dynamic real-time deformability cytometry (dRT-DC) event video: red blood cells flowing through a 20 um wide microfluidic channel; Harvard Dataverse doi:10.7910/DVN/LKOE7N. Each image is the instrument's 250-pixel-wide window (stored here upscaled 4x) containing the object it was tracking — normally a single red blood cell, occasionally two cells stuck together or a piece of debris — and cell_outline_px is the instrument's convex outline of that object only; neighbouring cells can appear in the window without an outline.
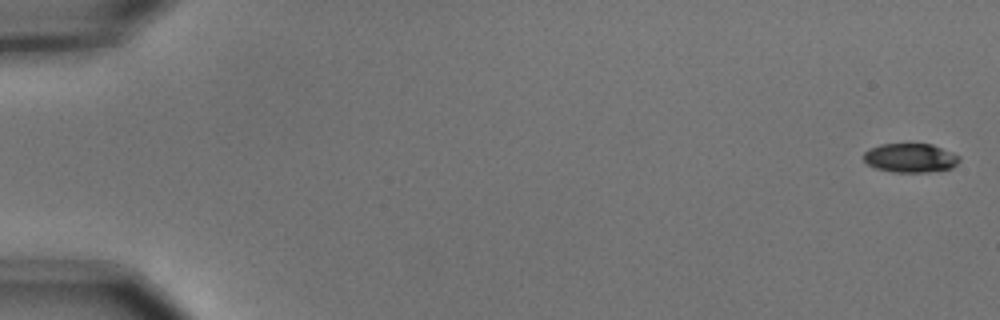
{"species": "common noctule bat (a hibernating species)", "species_latin": "Nyctalus noctula", "temperature_condition": "cold", "stored_images_in_passage": 6, "camera_frame_rate_fps": 3000, "um_per_image_px": 0.085, "animal": {"sex": "male", "body_mass_g": 15.6}, "frame": {"image": 1, "passage_image": 1, "time_ms": 0.0, "image_size_px": [1000, 320], "cell_outline_px": [[960, 160], [952, 168], [928, 172], [892, 172], [876, 168], [868, 164], [864, 160], [864, 152], [868, 148], [880, 144], [932, 144], [960, 156]], "centroid_in_image_um": [77.37, 13.42], "position_along_channel_um": 7.6, "area_um2": 16.18}}
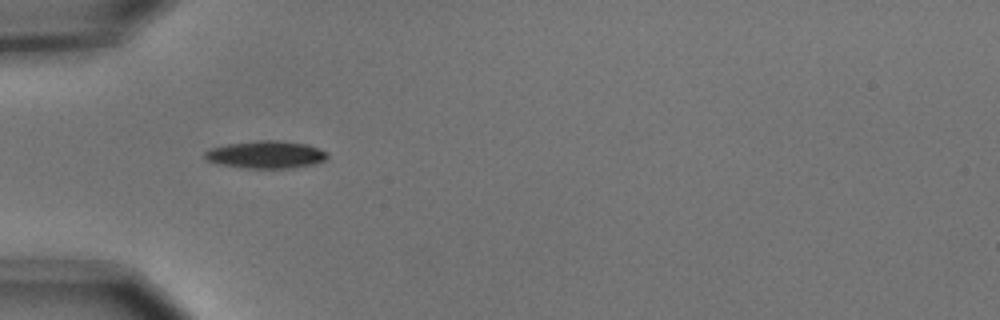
{"frame": {"image": 2, "passage_image": 5, "time_ms": 1.333, "image_size_px": [1000, 320], "cell_outline_px": [[328, 156], [324, 160], [312, 164], [292, 168], [244, 168], [220, 164], [208, 160], [204, 156], [204, 152], [212, 148], [228, 144], [260, 140], [276, 140], [308, 144], [328, 152]], "centroid_in_image_um": [22.63, 13.14], "position_along_channel_um": 62.4, "area_um2": 19.48}}
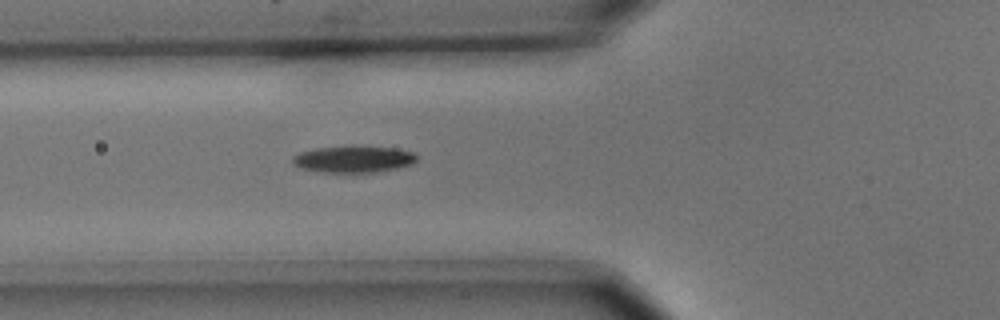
{"frame": {"image": 3, "passage_image": 6, "time_ms": 1.667, "image_size_px": [1000, 320], "cell_outline_px": [[416, 160], [412, 164], [396, 168], [376, 172], [320, 172], [304, 168], [292, 164], [292, 156], [300, 152], [316, 148], [352, 144], [356, 144], [392, 148], [412, 152], [416, 156]], "centroid_in_image_um": [30.02, 13.5], "position_along_channel_um": 95.8, "area_um2": 19.59}}